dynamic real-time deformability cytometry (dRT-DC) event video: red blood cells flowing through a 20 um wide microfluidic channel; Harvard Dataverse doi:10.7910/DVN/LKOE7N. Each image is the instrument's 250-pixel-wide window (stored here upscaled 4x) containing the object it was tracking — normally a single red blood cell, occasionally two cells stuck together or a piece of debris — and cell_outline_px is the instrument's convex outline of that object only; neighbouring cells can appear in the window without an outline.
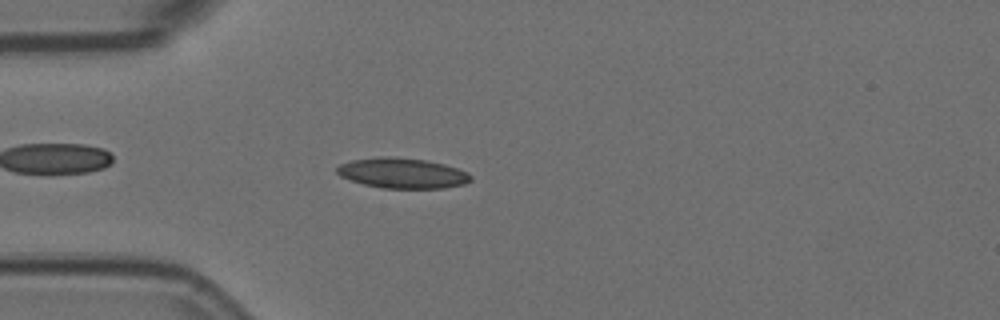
{"species": "Egyptian fruit bat (a non-hibernating species)", "species_latin": "Rousettus aegyptiacus", "temperature_condition": "room temperature", "stored_images_in_passage": 56, "camera_frame_rate_fps": 3000, "um_per_image_px": 0.085, "animal": {"sex": "female"}, "frame": {"image": 1, "passage_image": 15, "time_ms": 4.667, "image_size_px": [1000, 320], "cell_outline_px": [[472, 180], [464, 184], [444, 188], [380, 188], [364, 184], [340, 176], [336, 172], [336, 168], [340, 164], [352, 160], [380, 156], [388, 156], [424, 160], [444, 164], [468, 172], [472, 176]], "centroid_in_image_um": [34.2, 14.72], "position_along_channel_um": 50.8, "area_um2": 23.58}}
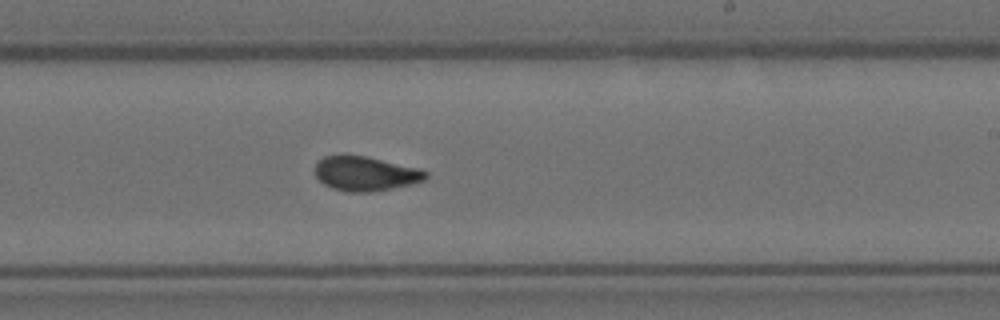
{"frame": {"image": 2, "passage_image": 33, "time_ms": 10.667, "image_size_px": [1000, 320], "cell_outline_px": [[428, 176], [424, 180], [412, 184], [372, 192], [348, 192], [332, 188], [324, 184], [316, 176], [316, 164], [324, 156], [364, 156], [420, 168], [428, 172]], "centroid_in_image_um": [31.1, 14.77], "position_along_channel_um": 257.9, "area_um2": 21.96}}
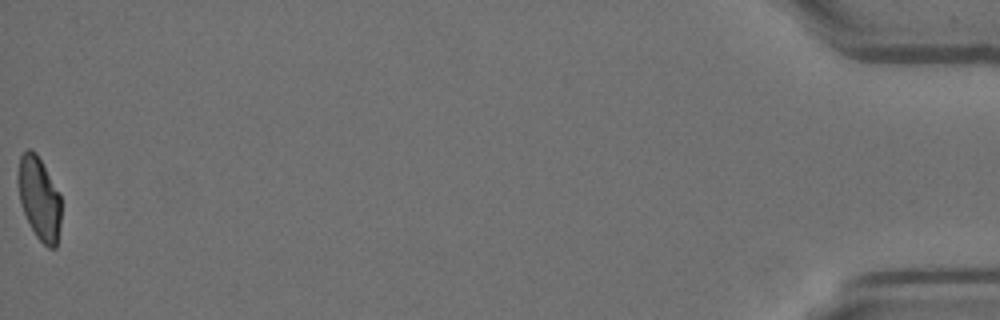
{"frame": {"image": 3, "passage_image": 56, "time_ms": 18.333, "image_size_px": [1000, 320], "cell_outline_px": [[60, 224], [56, 248], [48, 248], [36, 236], [24, 212], [20, 200], [16, 180], [16, 176], [20, 156], [28, 148], [32, 148], [36, 152], [60, 196]], "centroid_in_image_um": [3.3, 16.84], "position_along_channel_um": 431.9, "area_um2": 20.63}, "authors_computed_cell_mechanics": {"area_um2": 22.0796, "velocity_mm_per_s": 3.6036, "shape_relaxation_time_tau1_ms": 4.3802, "shape_relaxation_time_tau2_ms": 1.3149, "deformation_change_tau1": 0.1343, "deformation_change_tau2": 0.0625}}